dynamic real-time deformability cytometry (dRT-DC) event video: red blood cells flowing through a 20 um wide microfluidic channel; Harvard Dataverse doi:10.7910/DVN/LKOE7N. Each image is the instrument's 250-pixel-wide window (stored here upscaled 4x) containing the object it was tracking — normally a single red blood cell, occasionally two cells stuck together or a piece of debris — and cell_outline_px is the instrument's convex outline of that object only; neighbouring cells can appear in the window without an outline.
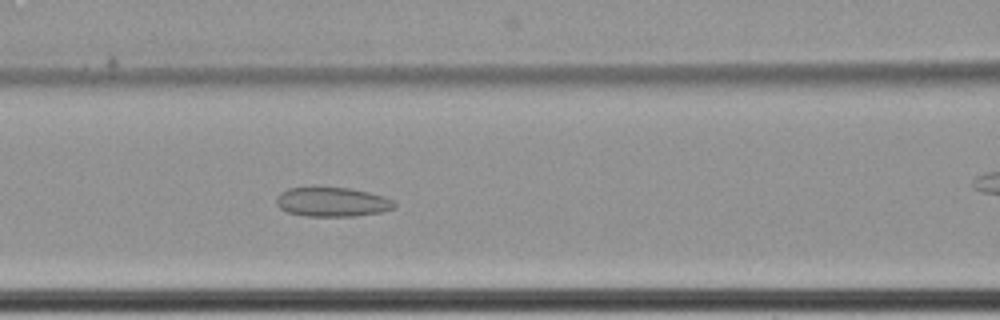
{"species": "common noctule bat (a hibernating species)", "species_latin": "Nyctalus noctula", "temperature_condition": "cold", "stored_images_in_passage": 56, "camera_frame_rate_fps": 3000, "um_per_image_px": 0.085, "animal": {"sex": "female", "body_mass_g": 22.7, "forearm_length_mm": 54.2}, "frame": {"image": 1, "passage_image": 33, "time_ms": 10.667, "image_size_px": [1000, 320], "cell_outline_px": [[396, 208], [380, 212], [352, 216], [304, 216], [288, 212], [280, 208], [276, 204], [276, 196], [280, 192], [288, 188], [348, 188], [368, 192], [384, 196], [392, 200], [396, 204]], "centroid_in_image_um": [28.23, 17.17], "position_along_channel_um": 138.4, "area_um2": 20.06}}
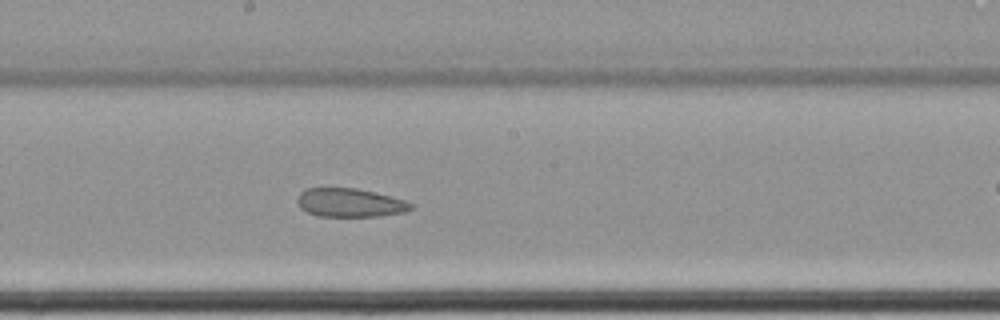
{"frame": {"image": 2, "passage_image": 40, "time_ms": 13.0, "image_size_px": [1000, 320], "cell_outline_px": [[412, 208], [408, 212], [380, 216], [316, 216], [300, 208], [296, 200], [300, 192], [308, 188], [356, 188], [376, 192], [404, 200], [412, 204]], "centroid_in_image_um": [29.75, 17.23], "position_along_channel_um": 218.5, "area_um2": 19.02}}
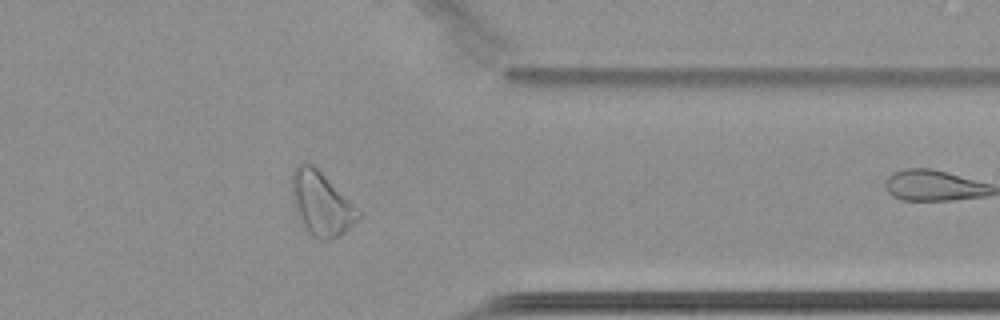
{"frame": {"image": 3, "passage_image": 55, "time_ms": 18.0, "image_size_px": [1000, 320], "cell_outline_px": [[360, 216], [344, 232], [328, 240], [320, 240], [312, 236], [300, 224], [292, 200], [292, 172], [304, 160], [308, 160], [360, 212]], "centroid_in_image_um": [27.24, 17.32], "position_along_channel_um": 384.2, "area_um2": 24.1}}